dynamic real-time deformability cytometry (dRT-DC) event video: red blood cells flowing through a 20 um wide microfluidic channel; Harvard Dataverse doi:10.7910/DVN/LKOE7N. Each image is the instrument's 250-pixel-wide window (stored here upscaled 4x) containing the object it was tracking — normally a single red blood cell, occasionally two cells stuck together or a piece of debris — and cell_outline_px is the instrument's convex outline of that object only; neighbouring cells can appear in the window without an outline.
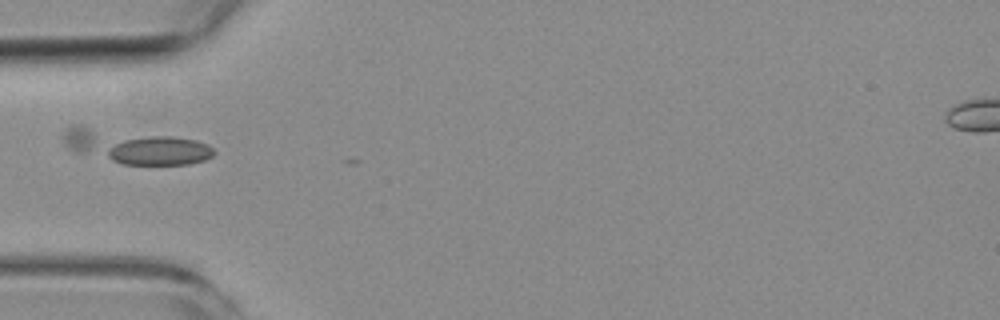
{"species": "common noctule bat (a hibernating species)", "species_latin": "Nyctalus noctula", "temperature_condition": "room temperature", "stored_images_in_passage": 4, "camera_frame_rate_fps": 3000, "um_per_image_px": 0.085, "animal": {"sex": "female", "body_mass_g": 19.3, "forearm_length_mm": 54.1}, "frame": {"image": 1, "passage_image": 4, "time_ms": 4.333, "image_size_px": [1000, 320], "cell_outline_px": [[216, 152], [212, 156], [204, 160], [188, 164], [120, 164], [112, 160], [108, 156], [108, 148], [124, 140], [148, 136], [172, 136], [196, 140], [208, 144]], "centroid_in_image_um": [13.6, 12.83], "position_along_channel_um": 71.4, "area_um2": 17.86}}